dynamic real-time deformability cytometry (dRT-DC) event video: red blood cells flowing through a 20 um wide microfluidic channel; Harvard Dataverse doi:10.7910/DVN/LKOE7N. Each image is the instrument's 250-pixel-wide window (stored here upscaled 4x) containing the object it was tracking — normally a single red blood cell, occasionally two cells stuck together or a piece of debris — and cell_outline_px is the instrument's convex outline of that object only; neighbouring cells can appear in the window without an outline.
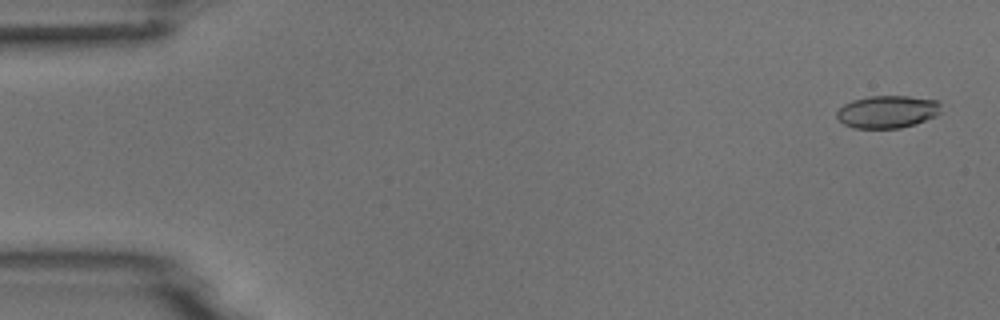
{"species": "common noctule bat (a hibernating species)", "species_latin": "Nyctalus noctula", "temperature_condition": "room temperature", "stored_images_in_passage": 53, "camera_frame_rate_fps": 3000, "um_per_image_px": 0.085, "animal": {"sex": "male", "body_mass_g": 18.8}, "frame": {"image": 1, "passage_image": 2, "time_ms": 0.333, "image_size_px": [1000, 320], "cell_outline_px": [[940, 112], [936, 116], [916, 124], [900, 128], [852, 128], [844, 124], [836, 116], [836, 112], [844, 104], [852, 100], [868, 96], [908, 96], [936, 100], [940, 104]], "centroid_in_image_um": [75.42, 9.5], "position_along_channel_um": 9.6, "area_um2": 19.83}}
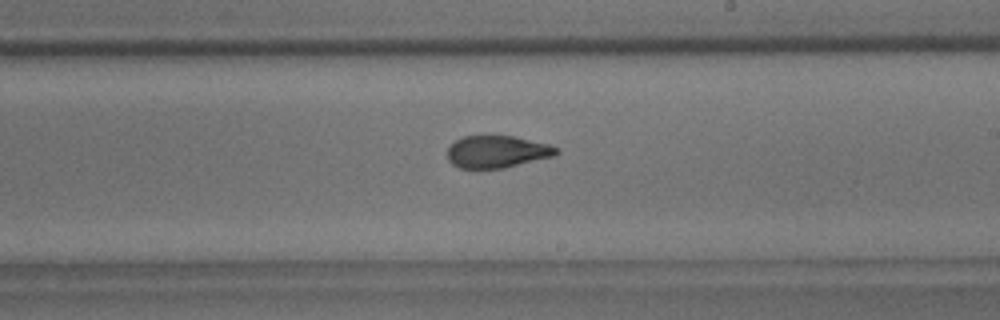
{"frame": {"image": 2, "passage_image": 31, "time_ms": 10.0, "image_size_px": [1000, 320], "cell_outline_px": [[560, 152], [556, 156], [504, 168], [460, 168], [452, 164], [448, 160], [448, 148], [456, 140], [464, 136], [512, 136], [548, 144], [560, 148]], "centroid_in_image_um": [42.29, 12.9], "position_along_channel_um": 246.7, "area_um2": 20.46}}
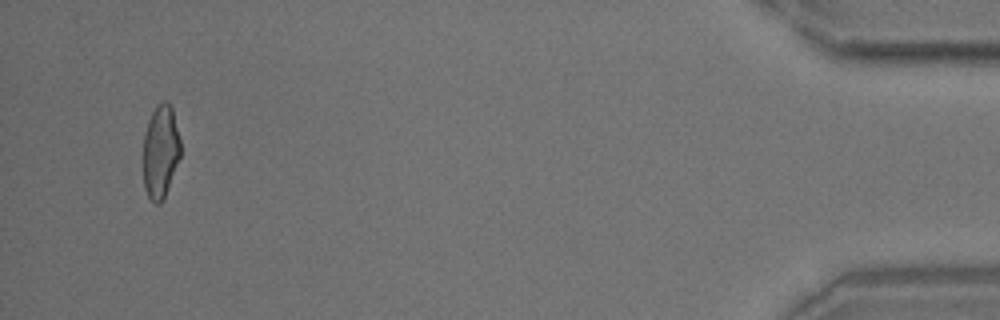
{"frame": {"image": 3, "passage_image": 51, "time_ms": 16.667, "image_size_px": [1000, 320], "cell_outline_px": [[180, 156], [164, 200], [160, 204], [156, 204], [148, 196], [144, 188], [144, 132], [148, 120], [156, 104], [164, 100], [172, 108], [180, 140]], "centroid_in_image_um": [13.64, 12.89], "position_along_channel_um": 421.6, "area_um2": 20.23}}